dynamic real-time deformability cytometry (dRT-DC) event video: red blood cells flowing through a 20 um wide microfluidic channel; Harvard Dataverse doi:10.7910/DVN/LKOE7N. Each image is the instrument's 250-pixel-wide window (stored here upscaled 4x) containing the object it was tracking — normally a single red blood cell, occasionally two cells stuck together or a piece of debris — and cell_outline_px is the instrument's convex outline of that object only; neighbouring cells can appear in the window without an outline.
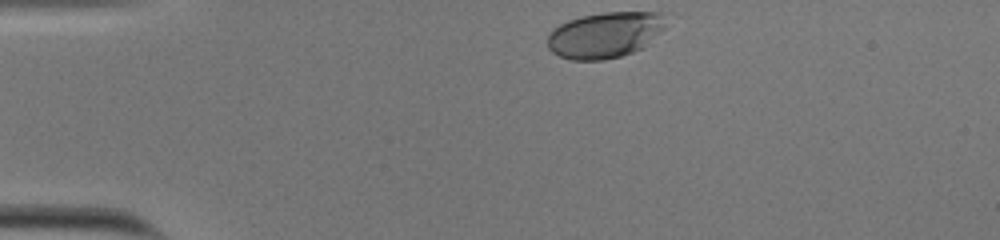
{"species": "human", "species_latin": "Homo sapiens", "temperature_condition": "cold", "stored_images_in_passage": 34, "camera_frame_rate_fps": 3000, "um_per_image_px": 0.085, "donor": {"sex": "male"}, "frame": {"image": 1, "passage_image": 1, "time_ms": 0.0, "image_size_px": [1000, 240], "cell_outline_px": [[664, 28], [644, 48], [620, 56], [604, 60], [572, 60], [560, 56], [552, 52], [548, 48], [548, 36], [552, 28], [568, 20], [580, 16], [604, 12], [660, 12], [664, 24]], "centroid_in_image_um": [51.39, 2.97], "position_along_channel_um": 33.6, "area_um2": 31.62}}
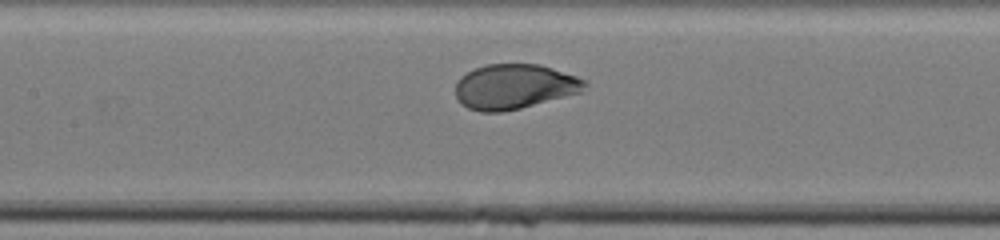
{"frame": {"image": 2, "passage_image": 16, "time_ms": 5.0, "image_size_px": [1000, 240], "cell_outline_px": [[588, 84], [584, 92], [520, 108], [500, 112], [480, 112], [468, 108], [460, 104], [456, 96], [456, 80], [460, 76], [476, 68], [488, 64], [540, 64], [588, 80]], "centroid_in_image_um": [43.74, 7.36], "position_along_channel_um": 163.7, "area_um2": 34.1}}
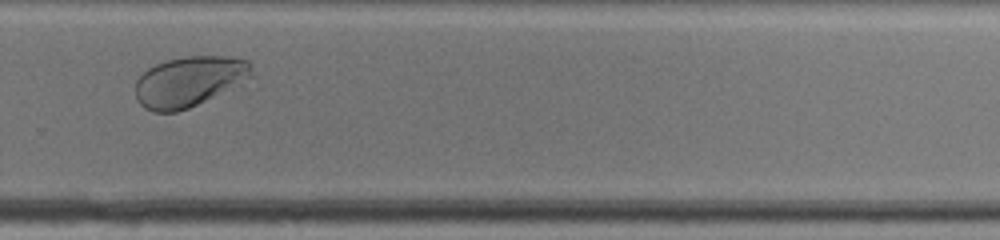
{"frame": {"image": 3, "passage_image": 28, "time_ms": 9.0, "image_size_px": [1000, 240], "cell_outline_px": [[252, 76], [188, 108], [176, 112], [156, 112], [144, 108], [136, 100], [136, 80], [148, 68], [156, 64], [168, 60], [184, 56], [228, 56], [248, 60]], "centroid_in_image_um": [16.01, 6.91], "position_along_channel_um": 313.8, "area_um2": 33.35}, "authors_computed_cell_mechanics": {"area_um2": 33.6107, "velocity_mm_per_s": 3.7669, "shape_relaxation_time_tau1_ms": 2.6721, "shape_relaxation_time_tau2_ms": null, "deformation_change_tau1": 0.1452, "deformation_change_tau2": null}}